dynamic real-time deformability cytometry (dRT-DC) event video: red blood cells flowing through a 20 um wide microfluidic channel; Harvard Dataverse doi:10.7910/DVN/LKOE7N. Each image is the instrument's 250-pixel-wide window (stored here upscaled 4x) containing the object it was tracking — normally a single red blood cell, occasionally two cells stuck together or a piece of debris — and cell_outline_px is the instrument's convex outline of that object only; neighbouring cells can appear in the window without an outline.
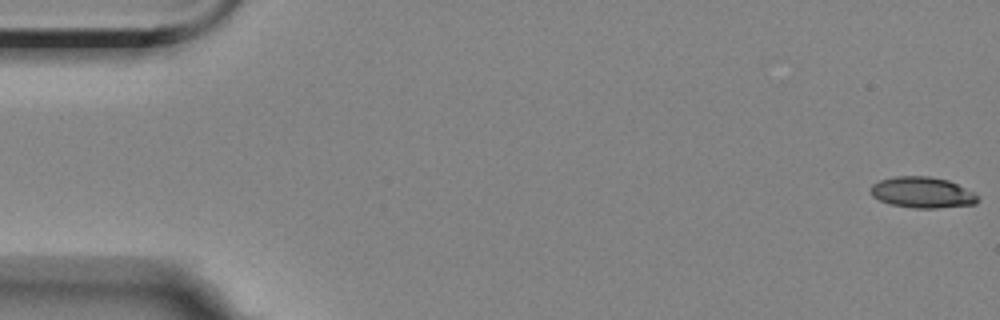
{"species": "Egyptian fruit bat (a non-hibernating species)", "species_latin": "Rousettus aegyptiacus", "temperature_condition": "room temperature", "stored_images_in_passage": 9, "camera_frame_rate_fps": 3000, "um_per_image_px": 0.085, "animal": {"sex": "female"}, "frame": {"image": 1, "passage_image": 1, "time_ms": 0.0, "image_size_px": [1000, 320], "cell_outline_px": [[976, 204], [936, 208], [916, 208], [888, 204], [872, 196], [872, 184], [880, 180], [896, 176], [928, 176], [948, 180], [972, 192], [976, 196]], "centroid_in_image_um": [78.35, 16.36], "position_along_channel_um": 6.6, "area_um2": 19.02}}
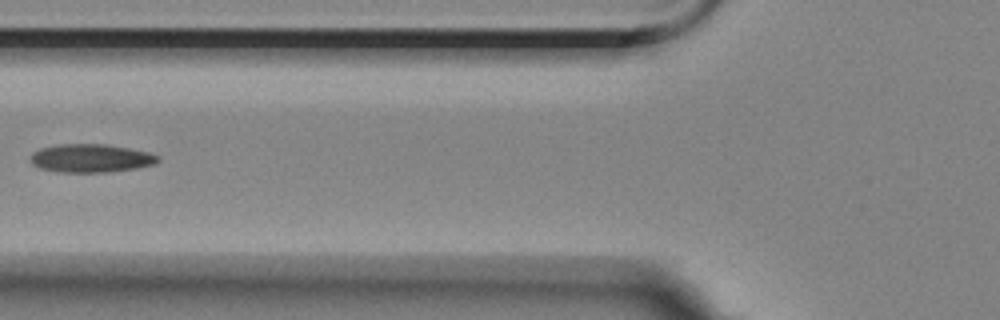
{"frame": {"image": 2, "passage_image": 7, "time_ms": 7.0, "image_size_px": [1000, 320], "cell_outline_px": [[160, 160], [156, 164], [136, 168], [108, 172], [60, 172], [40, 168], [32, 164], [28, 160], [32, 152], [40, 148], [60, 144], [104, 144], [128, 148], [148, 152], [160, 156]], "centroid_in_image_um": [7.71, 13.45], "position_along_channel_um": 118.1, "area_um2": 21.15}}
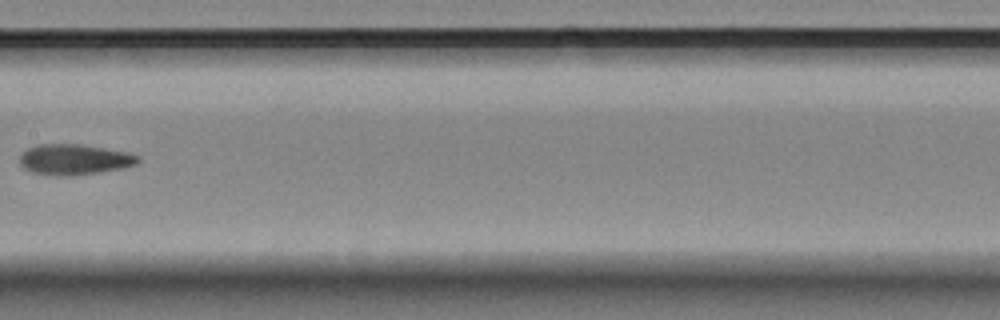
{"frame": {"image": 3, "passage_image": 9, "time_ms": 9.333, "image_size_px": [1000, 320], "cell_outline_px": [[140, 160], [136, 164], [120, 168], [100, 172], [72, 176], [60, 176], [32, 172], [24, 168], [20, 164], [20, 156], [28, 148], [40, 144], [80, 144], [128, 152], [140, 156]], "centroid_in_image_um": [6.32, 13.56], "position_along_channel_um": 201.1, "area_um2": 20.98}}